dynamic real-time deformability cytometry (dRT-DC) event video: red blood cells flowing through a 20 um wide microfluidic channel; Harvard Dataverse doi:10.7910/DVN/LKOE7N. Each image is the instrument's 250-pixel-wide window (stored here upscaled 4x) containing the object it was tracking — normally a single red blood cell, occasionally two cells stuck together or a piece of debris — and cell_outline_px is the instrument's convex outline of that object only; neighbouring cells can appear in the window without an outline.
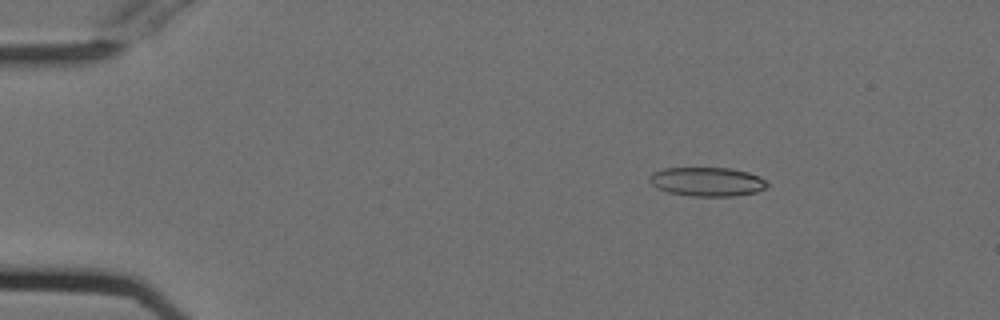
{"species": "Egyptian fruit bat (a non-hibernating species)", "species_latin": "Rousettus aegyptiacus", "temperature_condition": "cold", "stored_images_in_passage": 54, "camera_frame_rate_fps": 3000, "um_per_image_px": 0.085, "animal": {"sex": "female"}, "frame": {"image": 1, "passage_image": 8, "time_ms": 2.333, "image_size_px": [1000, 320], "cell_outline_px": [[768, 184], [764, 188], [756, 192], [736, 196], [692, 196], [668, 192], [656, 188], [648, 180], [648, 176], [652, 172], [664, 168], [732, 168], [748, 172], [768, 180]], "centroid_in_image_um": [60.09, 15.44], "position_along_channel_um": 24.9, "area_um2": 20.06}}
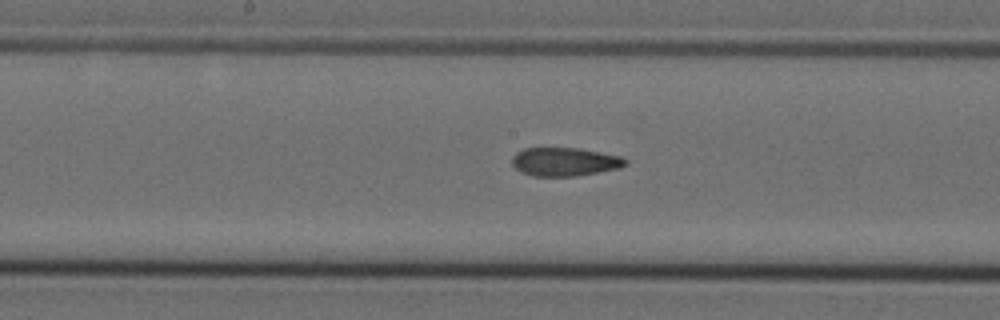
{"frame": {"image": 2, "passage_image": 28, "time_ms": 9.0, "image_size_px": [1000, 320], "cell_outline_px": [[628, 164], [620, 168], [576, 176], [532, 176], [516, 168], [512, 164], [512, 156], [516, 152], [524, 148], [580, 148], [620, 156], [628, 160]], "centroid_in_image_um": [48.02, 13.74], "position_along_channel_um": 200.2, "area_um2": 18.84}}
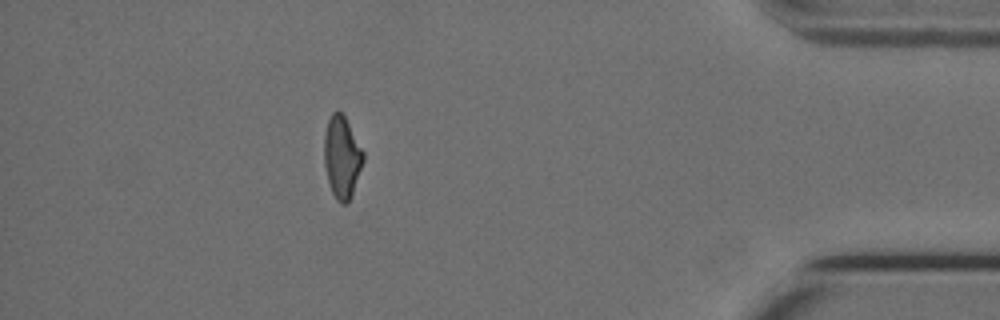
{"frame": {"image": 3, "passage_image": 48, "time_ms": 15.667, "image_size_px": [1000, 320], "cell_outline_px": [[364, 160], [352, 196], [348, 204], [340, 204], [336, 200], [332, 192], [328, 180], [324, 164], [324, 136], [328, 120], [332, 112], [336, 108], [344, 116], [364, 152]], "centroid_in_image_um": [29.06, 13.38], "position_along_channel_um": 406.1, "area_um2": 18.79}, "authors_computed_cell_mechanics": {"area_um2": 19.5942, "velocity_mm_per_s": 3.7501, "shape_relaxation_time_tau1_ms": 7.7554, "shape_relaxation_time_tau2_ms": 2.2629, "deformation_change_tau1": 0.1907, "deformation_change_tau2": 0.0998}}